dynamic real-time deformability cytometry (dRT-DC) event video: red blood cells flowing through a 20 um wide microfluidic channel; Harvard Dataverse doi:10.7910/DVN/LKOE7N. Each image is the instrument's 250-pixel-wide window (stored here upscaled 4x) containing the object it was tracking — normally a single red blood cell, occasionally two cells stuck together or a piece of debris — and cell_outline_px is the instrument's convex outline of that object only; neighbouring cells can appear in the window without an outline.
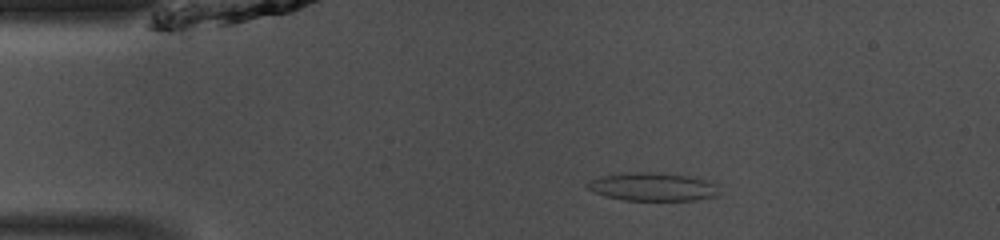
{"species": "common noctule bat (a hibernating species)", "species_latin": "Nyctalus noctula", "temperature_condition": "room temperature", "stored_images_in_passage": 46, "camera_frame_rate_fps": 3000, "um_per_image_px": 0.085, "animal": {"sex": "male", "body_mass_g": 13.0, "forearm_length_mm": 53.1}, "frame": {"image": 1, "passage_image": 7, "time_ms": 2.0, "image_size_px": [1000, 240], "cell_outline_px": [[720, 196], [696, 200], [624, 200], [604, 196], [588, 188], [584, 184], [588, 180], [604, 176], [624, 172], [656, 172], [688, 176], [704, 180], [716, 184]], "centroid_in_image_um": [55.47, 15.88], "position_along_channel_um": 29.5, "area_um2": 21.73}}
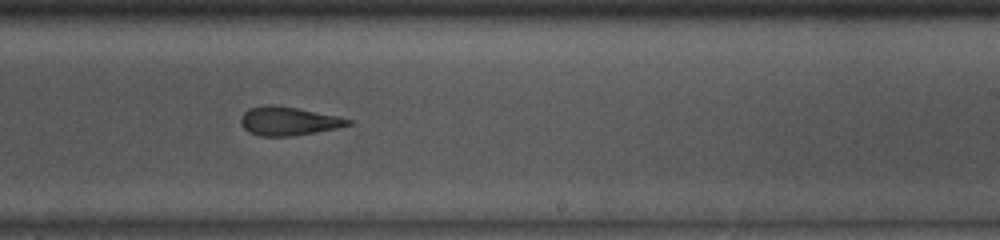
{"frame": {"image": 2, "passage_image": 27, "time_ms": 8.667, "image_size_px": [1000, 240], "cell_outline_px": [[352, 124], [336, 128], [292, 136], [260, 136], [248, 132], [240, 124], [240, 116], [248, 108], [268, 104], [276, 104], [336, 116], [352, 120]], "centroid_in_image_um": [24.44, 10.28], "position_along_channel_um": 264.6, "area_um2": 17.86}}
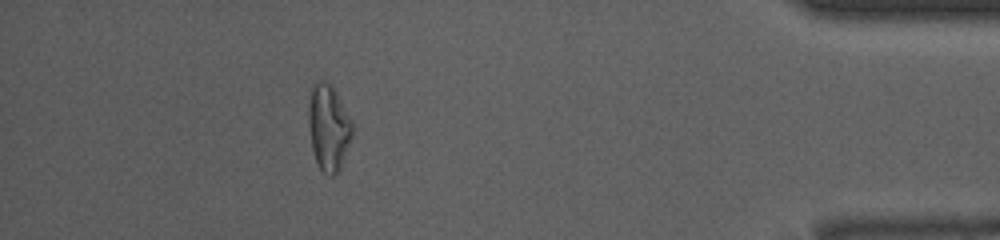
{"frame": {"image": 3, "passage_image": 41, "time_ms": 13.333, "image_size_px": [1000, 240], "cell_outline_px": [[352, 136], [340, 168], [332, 176], [328, 176], [320, 168], [316, 160], [312, 148], [308, 124], [308, 104], [312, 84], [320, 80], [332, 84], [352, 120]], "centroid_in_image_um": [27.92, 10.79], "position_along_channel_um": 407.3, "area_um2": 21.96}, "authors_computed_cell_mechanics": {"area_um2": 19.941, "velocity_mm_per_s": 4.1366, "shape_relaxation_time_tau1_ms": null, "shape_relaxation_time_tau2_ms": 2.8047, "deformation_change_tau1": null, "deformation_change_tau2": 0.1209}}